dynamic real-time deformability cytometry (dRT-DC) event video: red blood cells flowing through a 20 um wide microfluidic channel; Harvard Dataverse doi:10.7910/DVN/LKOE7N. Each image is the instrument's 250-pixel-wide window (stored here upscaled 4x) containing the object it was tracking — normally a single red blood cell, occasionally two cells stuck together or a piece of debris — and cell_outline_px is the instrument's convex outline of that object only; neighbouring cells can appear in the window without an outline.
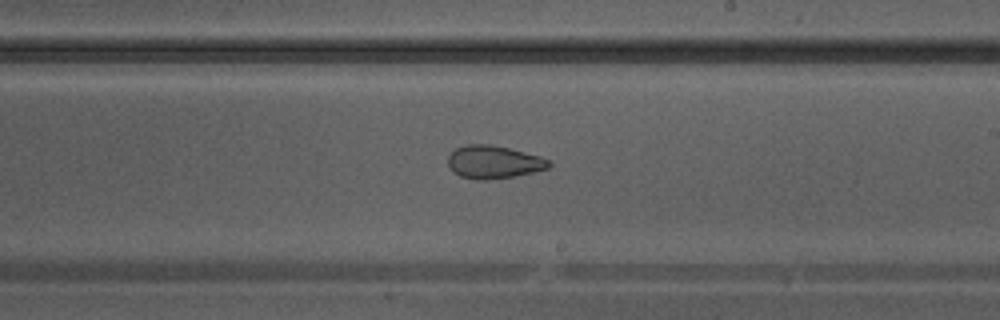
{"species": "Egyptian fruit bat (a non-hibernating species)", "species_latin": "Rousettus aegyptiacus", "temperature_condition": "warm", "stored_images_in_passage": 26, "camera_frame_rate_fps": 3000, "um_per_image_px": 0.085, "animal": {"sex": "male"}, "frame": {"image": 1, "passage_image": 12, "time_ms": 3.667, "image_size_px": [1000, 320], "cell_outline_px": [[552, 164], [548, 168], [532, 172], [512, 176], [484, 180], [476, 180], [460, 176], [452, 172], [448, 164], [448, 156], [456, 148], [468, 144], [488, 144], [508, 148], [540, 156], [552, 160]], "centroid_in_image_um": [41.95, 13.77], "position_along_channel_um": 247.0, "area_um2": 19.31}}